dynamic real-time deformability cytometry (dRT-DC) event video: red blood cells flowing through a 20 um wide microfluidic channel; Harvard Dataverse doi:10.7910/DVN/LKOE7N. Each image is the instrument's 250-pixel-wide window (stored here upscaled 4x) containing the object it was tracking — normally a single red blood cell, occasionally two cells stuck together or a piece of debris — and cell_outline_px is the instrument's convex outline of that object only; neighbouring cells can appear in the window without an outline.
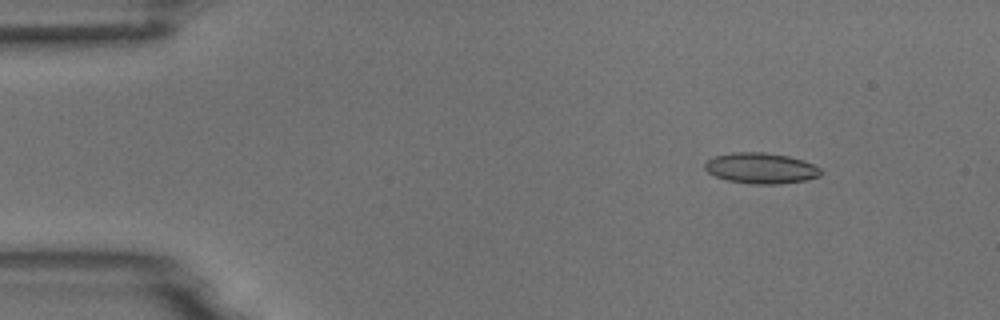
{"species": "common noctule bat (a hibernating species)", "species_latin": "Nyctalus noctula", "temperature_condition": "room temperature", "stored_images_in_passage": 11, "camera_frame_rate_fps": 3000, "um_per_image_px": 0.085, "animal": {"sex": "male", "body_mass_g": 18.8}, "frame": {"image": 1, "passage_image": 1, "time_ms": 0.0, "image_size_px": [1000, 320], "cell_outline_px": [[820, 176], [804, 180], [776, 184], [756, 184], [728, 180], [716, 176], [708, 172], [704, 168], [704, 164], [708, 160], [716, 156], [732, 152], [764, 152], [788, 156], [804, 160], [820, 168]], "centroid_in_image_um": [64.67, 14.28], "position_along_channel_um": 20.3, "area_um2": 20.52}}
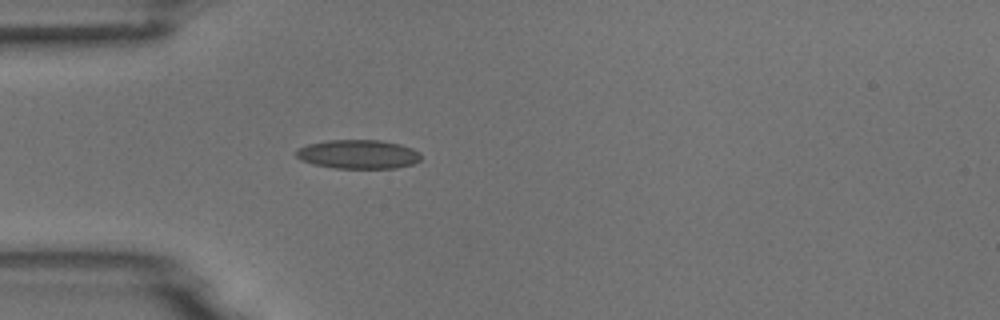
{"frame": {"image": 2, "passage_image": 10, "time_ms": 3.0, "image_size_px": [1000, 320], "cell_outline_px": [[420, 160], [412, 164], [396, 168], [336, 168], [312, 164], [300, 160], [296, 156], [296, 148], [308, 144], [328, 140], [380, 140], [400, 144], [412, 148], [420, 152]], "centroid_in_image_um": [30.43, 13.11], "position_along_channel_um": 54.6, "area_um2": 21.15}}